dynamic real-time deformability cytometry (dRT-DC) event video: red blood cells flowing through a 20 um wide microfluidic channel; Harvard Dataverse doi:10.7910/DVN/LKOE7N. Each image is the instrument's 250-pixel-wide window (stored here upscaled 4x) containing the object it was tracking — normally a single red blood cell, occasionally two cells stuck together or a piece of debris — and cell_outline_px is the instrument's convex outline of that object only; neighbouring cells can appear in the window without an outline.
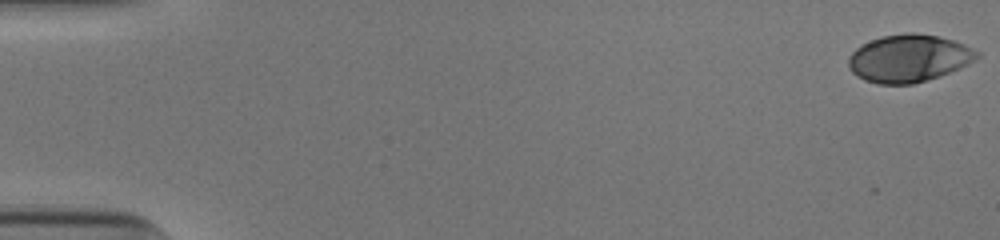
{"species": "human", "species_latin": "Homo sapiens", "temperature_condition": "cold", "stored_images_in_passage": 47, "camera_frame_rate_fps": 3000, "um_per_image_px": 0.085, "donor": {"sex": "male"}, "frame": {"image": 1, "passage_image": 1, "time_ms": 0.0, "image_size_px": [1000, 240], "cell_outline_px": [[980, 56], [968, 64], [960, 68], [940, 76], [912, 84], [876, 84], [864, 80], [856, 76], [848, 68], [848, 56], [860, 44], [880, 36], [904, 32], [916, 32], [936, 36], [952, 40], [964, 44], [980, 52]], "centroid_in_image_um": [77.21, 4.95], "position_along_channel_um": 7.8, "area_um2": 35.95}}
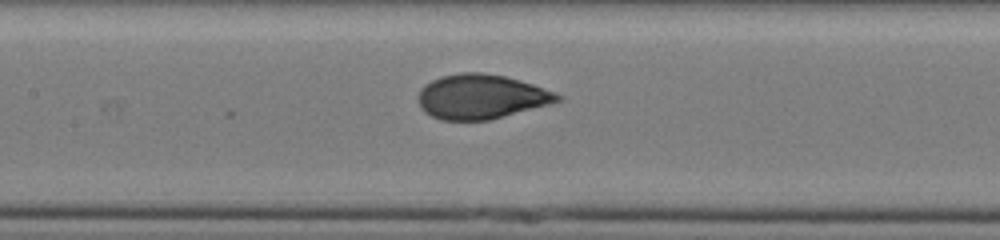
{"frame": {"image": 2, "passage_image": 26, "time_ms": 8.333, "image_size_px": [1000, 240], "cell_outline_px": [[564, 96], [560, 100], [548, 104], [488, 120], [440, 120], [424, 112], [420, 108], [420, 88], [424, 84], [440, 76], [460, 72], [484, 72], [504, 76], [520, 80], [556, 92]], "centroid_in_image_um": [40.88, 8.2], "position_along_channel_um": 166.5, "area_um2": 36.01}}
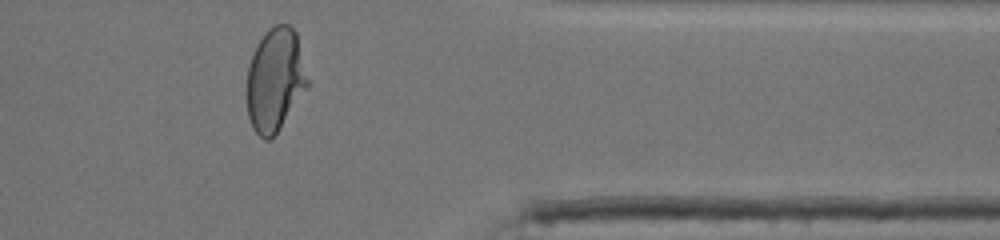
{"frame": {"image": 3, "passage_image": 44, "time_ms": 14.333, "image_size_px": [1000, 240], "cell_outline_px": [[308, 84], [280, 128], [268, 140], [264, 140], [252, 128], [248, 116], [248, 64], [256, 44], [264, 32], [268, 28], [276, 24], [288, 24], [296, 32], [308, 80]], "centroid_in_image_um": [23.36, 6.74], "position_along_channel_um": 388.0, "area_um2": 36.01}, "authors_computed_cell_mechanics": {"area_um2": 35.8938, "velocity_mm_per_s": 3.9258, "shape_relaxation_time_tau1_ms": 5.6059, "shape_relaxation_time_tau2_ms": null, "deformation_change_tau1": 0.2134, "deformation_change_tau2": null}}